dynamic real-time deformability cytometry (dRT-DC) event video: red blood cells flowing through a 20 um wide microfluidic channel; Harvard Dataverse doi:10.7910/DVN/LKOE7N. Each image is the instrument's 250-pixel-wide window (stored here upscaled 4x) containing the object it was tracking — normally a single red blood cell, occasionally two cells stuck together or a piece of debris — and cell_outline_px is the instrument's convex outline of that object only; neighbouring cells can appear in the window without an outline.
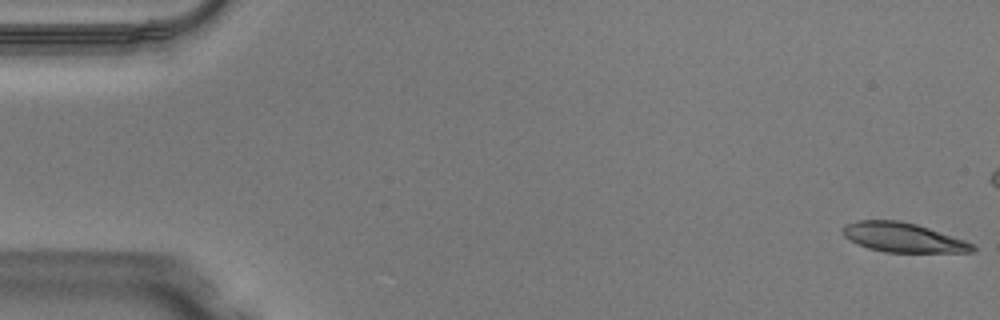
{"species": "Egyptian fruit bat (a non-hibernating species)", "species_latin": "Rousettus aegyptiacus", "temperature_condition": "warm", "stored_images_in_passage": 46, "camera_frame_rate_fps": 3000, "um_per_image_px": 0.085, "animal": {"sex": "male"}, "frame": {"image": 1, "passage_image": 1, "time_ms": 0.0, "image_size_px": [1000, 320], "cell_outline_px": [[976, 252], [884, 252], [868, 248], [856, 244], [844, 236], [844, 228], [848, 224], [856, 220], [896, 220], [916, 224], [976, 244]], "centroid_in_image_um": [76.79, 20.2], "position_along_channel_um": 8.2, "area_um2": 22.08}}
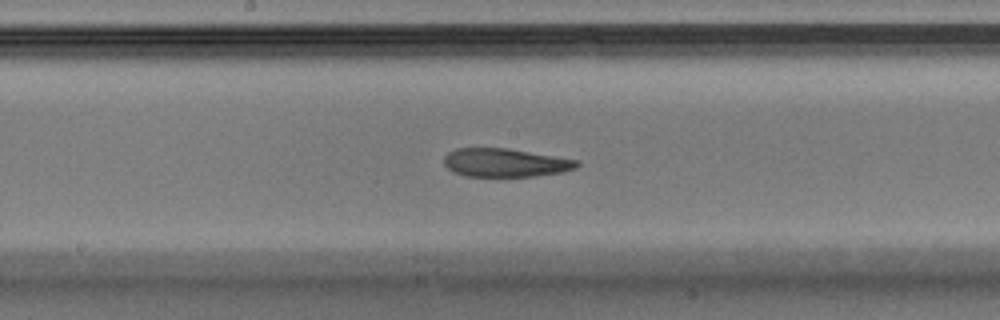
{"frame": {"image": 2, "passage_image": 26, "time_ms": 8.333, "image_size_px": [1000, 320], "cell_outline_px": [[580, 164], [576, 168], [560, 172], [536, 176], [464, 176], [452, 172], [444, 164], [444, 156], [448, 152], [456, 148], [508, 148], [580, 160]], "centroid_in_image_um": [42.94, 13.82], "position_along_channel_um": 205.3, "area_um2": 22.14}}
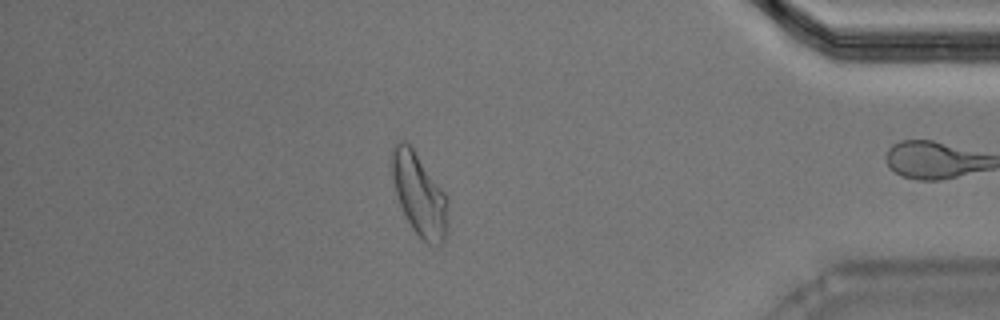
{"frame": {"image": 3, "passage_image": 43, "time_ms": 14.0, "image_size_px": [1000, 320], "cell_outline_px": [[448, 232], [444, 240], [440, 244], [428, 244], [420, 240], [412, 228], [400, 204], [396, 192], [392, 176], [392, 148], [400, 140], [404, 140], [412, 148], [444, 192], [448, 224]], "centroid_in_image_um": [35.64, 16.59], "position_along_channel_um": 399.6, "area_um2": 26.24}}